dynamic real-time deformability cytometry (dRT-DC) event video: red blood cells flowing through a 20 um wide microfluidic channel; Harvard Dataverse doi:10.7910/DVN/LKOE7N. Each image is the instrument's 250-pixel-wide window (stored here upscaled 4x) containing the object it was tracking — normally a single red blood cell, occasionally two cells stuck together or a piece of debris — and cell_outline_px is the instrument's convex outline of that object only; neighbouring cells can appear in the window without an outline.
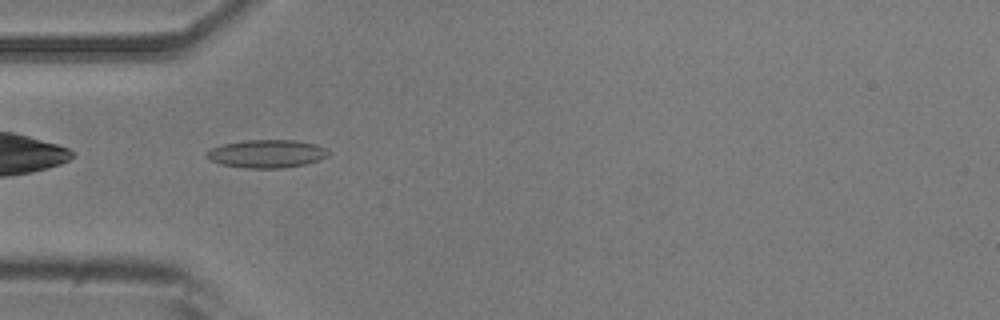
{"species": "common noctule bat (a hibernating species)", "species_latin": "Nyctalus noctula", "temperature_condition": "room temperature", "stored_images_in_passage": 38, "camera_frame_rate_fps": 3000, "um_per_image_px": 0.085, "animal": {"sex": "male", "body_mass_g": 20.5, "forearm_length_mm": 52.5}, "frame": {"image": 1, "passage_image": 2, "time_ms": 0.333, "image_size_px": [1000, 320], "cell_outline_px": [[332, 152], [328, 156], [320, 160], [304, 164], [284, 168], [244, 168], [220, 164], [208, 160], [204, 156], [204, 152], [212, 148], [224, 144], [244, 140], [296, 140], [316, 144], [328, 148]], "centroid_in_image_um": [22.68, 13.07], "position_along_channel_um": 62.3, "area_um2": 20.29}}
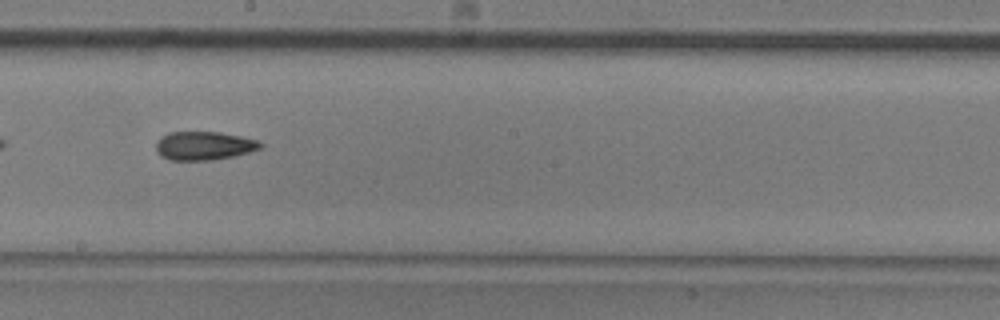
{"frame": {"image": 2, "passage_image": 15, "time_ms": 4.667, "image_size_px": [1000, 320], "cell_outline_px": [[264, 148], [232, 156], [212, 160], [168, 160], [160, 156], [156, 152], [156, 140], [160, 136], [168, 132], [220, 132], [240, 136], [256, 140], [264, 144]], "centroid_in_image_um": [17.3, 12.39], "position_along_channel_um": 230.9, "area_um2": 17.57}}
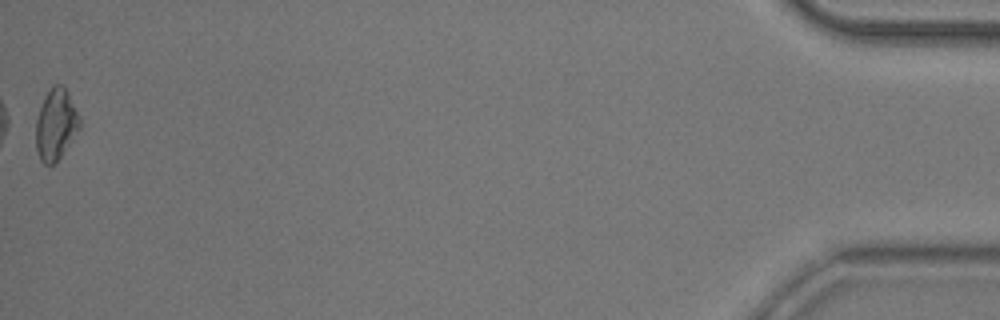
{"frame": {"image": 3, "passage_image": 38, "time_ms": 12.333, "image_size_px": [1000, 320], "cell_outline_px": [[80, 128], [60, 156], [52, 164], [44, 164], [40, 160], [36, 148], [36, 120], [44, 96], [52, 84], [60, 84], [68, 92], [80, 120]], "centroid_in_image_um": [4.73, 10.55], "position_along_channel_um": 430.5, "area_um2": 17.8}, "authors_computed_cell_mechanics": {"area_um2": 17.2244, "velocity_mm_per_s": 3.8905, "shape_relaxation_time_tau1_ms": null, "shape_relaxation_time_tau2_ms": 3.9486, "deformation_change_tau1": null, "deformation_change_tau2": 0.1131}}